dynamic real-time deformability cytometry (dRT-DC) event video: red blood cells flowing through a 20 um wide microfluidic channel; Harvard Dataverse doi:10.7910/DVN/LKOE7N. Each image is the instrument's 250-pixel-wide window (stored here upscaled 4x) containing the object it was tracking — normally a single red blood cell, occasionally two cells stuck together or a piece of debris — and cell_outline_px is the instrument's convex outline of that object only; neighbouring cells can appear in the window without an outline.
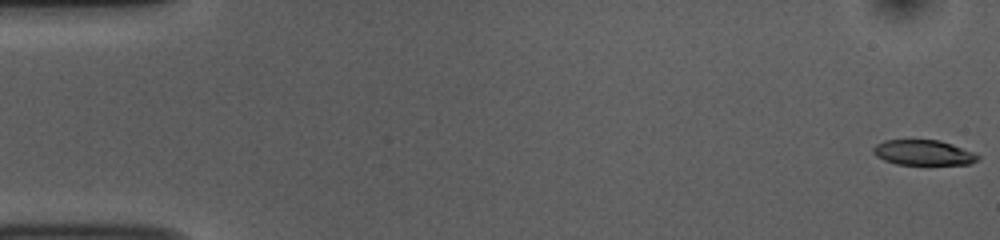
{"species": "common noctule bat (a hibernating species)", "species_latin": "Nyctalus noctula", "temperature_condition": "room temperature", "stored_images_in_passage": 54, "camera_frame_rate_fps": 3000, "um_per_image_px": 0.085, "animal": {"sex": "female", "body_mass_g": 10.0, "forearm_length_mm": 53.1}, "frame": {"image": 1, "passage_image": 1, "time_ms": 0.0, "image_size_px": [1000, 240], "cell_outline_px": [[980, 160], [968, 164], [896, 164], [884, 160], [876, 156], [872, 152], [872, 148], [876, 144], [884, 140], [940, 140], [976, 152], [980, 156]], "centroid_in_image_um": [78.51, 12.97], "position_along_channel_um": 6.5, "area_um2": 15.49}}
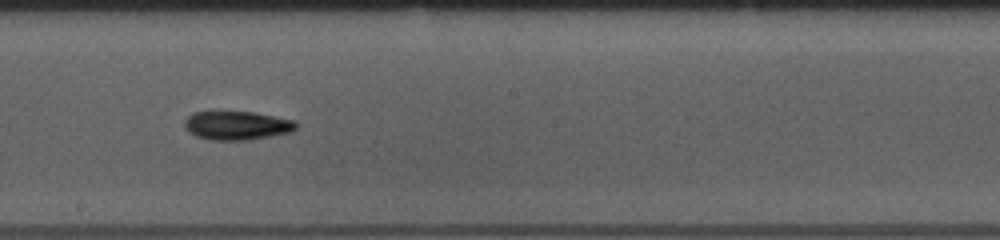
{"frame": {"image": 2, "passage_image": 30, "time_ms": 9.667, "image_size_px": [1000, 240], "cell_outline_px": [[296, 128], [292, 132], [272, 136], [248, 140], [212, 140], [196, 136], [184, 128], [184, 120], [192, 112], [252, 112], [296, 120]], "centroid_in_image_um": [20.14, 10.67], "position_along_channel_um": 228.1, "area_um2": 18.73}}
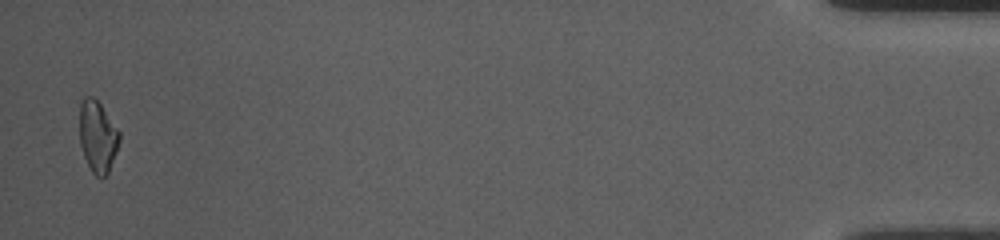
{"frame": {"image": 3, "passage_image": 53, "time_ms": 17.333, "image_size_px": [1000, 240], "cell_outline_px": [[120, 140], [116, 152], [108, 172], [100, 180], [92, 172], [84, 156], [80, 144], [80, 100], [84, 96], [92, 96], [100, 104], [120, 132]], "centroid_in_image_um": [8.29, 11.6], "position_along_channel_um": 426.9, "area_um2": 16.53}, "authors_computed_cell_mechanics": {"area_um2": 17.1088, "velocity_mm_per_s": 3.7476, "shape_relaxation_time_tau1_ms": 4.6621, "shape_relaxation_time_tau2_ms": 10.0263, "deformation_change_tau1": 0.1445, "deformation_change_tau2": 0.2277}}